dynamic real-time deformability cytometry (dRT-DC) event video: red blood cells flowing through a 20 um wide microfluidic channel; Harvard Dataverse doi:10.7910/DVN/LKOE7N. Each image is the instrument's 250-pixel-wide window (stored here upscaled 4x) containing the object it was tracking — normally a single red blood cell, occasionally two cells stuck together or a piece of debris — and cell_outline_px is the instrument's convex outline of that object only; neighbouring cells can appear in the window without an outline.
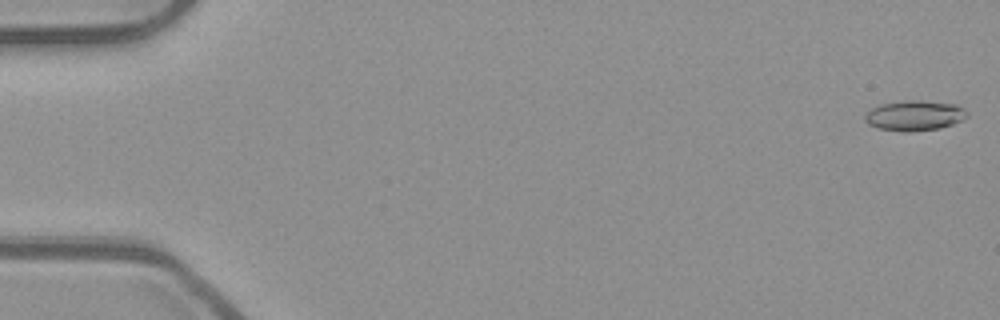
{"species": "common noctule bat (a hibernating species)", "species_latin": "Nyctalus noctula", "temperature_condition": "room temperature", "stored_images_in_passage": 54, "camera_frame_rate_fps": 3000, "um_per_image_px": 0.085, "animal": {"sex": "male", "body_mass_g": 23.1, "forearm_length_mm": 52.7}, "frame": {"image": 1, "passage_image": 1, "time_ms": 0.0, "image_size_px": [1000, 320], "cell_outline_px": [[968, 116], [964, 120], [940, 128], [904, 132], [900, 132], [876, 128], [868, 124], [864, 120], [864, 116], [872, 108], [880, 104], [904, 100], [920, 100], [956, 104], [964, 108], [968, 112]], "centroid_in_image_um": [77.74, 9.82], "position_along_channel_um": 7.3, "area_um2": 18.21}}
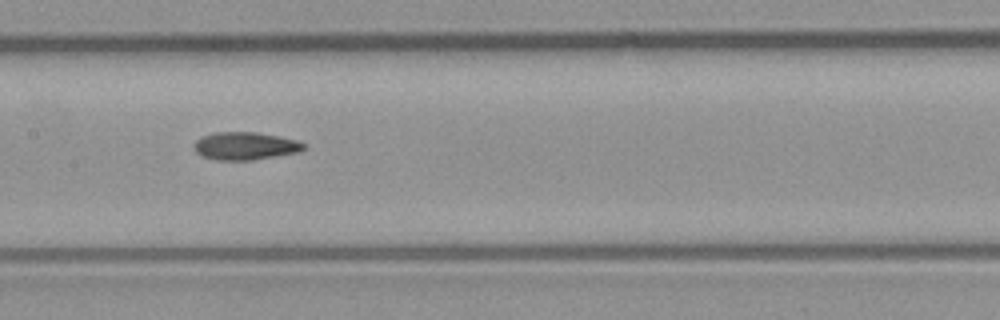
{"frame": {"image": 2, "passage_image": 27, "time_ms": 8.667, "image_size_px": [1000, 320], "cell_outline_px": [[304, 148], [300, 152], [252, 160], [216, 160], [204, 156], [196, 152], [196, 140], [204, 136], [216, 132], [256, 132], [280, 136], [300, 140], [304, 144]], "centroid_in_image_um": [20.91, 12.4], "position_along_channel_um": 186.5, "area_um2": 17.63}}
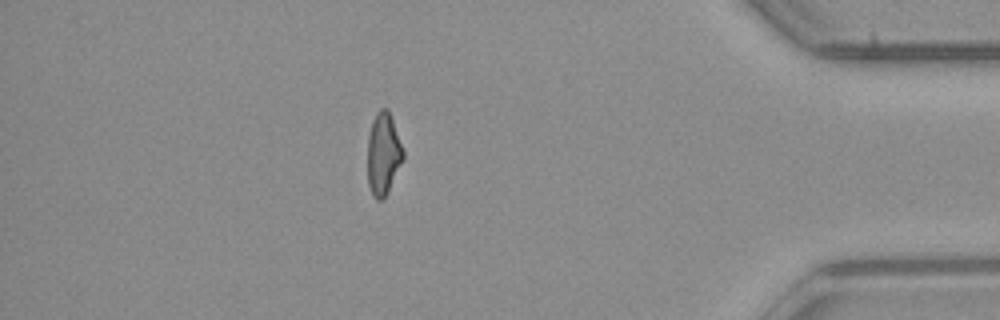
{"frame": {"image": 3, "passage_image": 47, "time_ms": 15.333, "image_size_px": [1000, 320], "cell_outline_px": [[404, 160], [388, 192], [380, 200], [376, 200], [372, 196], [368, 184], [368, 136], [372, 120], [376, 112], [380, 108], [388, 108], [404, 152]], "centroid_in_image_um": [32.58, 13.08], "position_along_channel_um": 402.6, "area_um2": 17.17}, "authors_computed_cell_mechanics": {"area_um2": 17.4845, "velocity_mm_per_s": 3.8871, "shape_relaxation_time_tau1_ms": null, "shape_relaxation_time_tau2_ms": 5.0455, "deformation_change_tau1": null, "deformation_change_tau2": 0.1264}}